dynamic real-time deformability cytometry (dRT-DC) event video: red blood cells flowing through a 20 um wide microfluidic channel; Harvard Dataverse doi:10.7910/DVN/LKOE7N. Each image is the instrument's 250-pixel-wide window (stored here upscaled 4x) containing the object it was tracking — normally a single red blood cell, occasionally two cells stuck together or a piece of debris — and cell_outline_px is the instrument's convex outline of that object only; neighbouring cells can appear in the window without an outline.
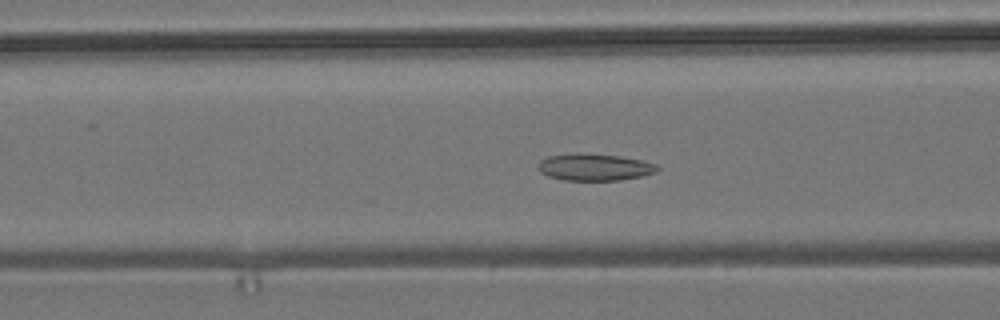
{"species": "common noctule bat (a hibernating species)", "species_latin": "Nyctalus noctula", "temperature_condition": "room temperature", "stored_images_in_passage": 57, "camera_frame_rate_fps": 3000, "um_per_image_px": 0.085, "animal": {"sex": "male", "body_mass_g": 19.2, "forearm_length_mm": 51.8}, "frame": {"image": 1, "passage_image": 22, "time_ms": 7.0, "image_size_px": [1000, 320], "cell_outline_px": [[660, 168], [656, 172], [644, 176], [620, 180], [564, 180], [548, 176], [540, 172], [536, 168], [540, 160], [548, 156], [576, 152], [620, 156], [644, 160], [656, 164]], "centroid_in_image_um": [50.53, 14.2], "position_along_channel_um": 116.1, "area_um2": 19.02}}
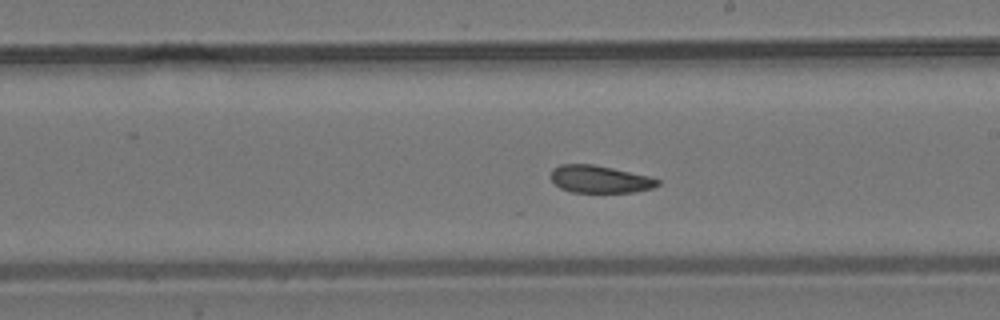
{"frame": {"image": 2, "passage_image": 32, "time_ms": 10.333, "image_size_px": [1000, 320], "cell_outline_px": [[660, 184], [652, 188], [636, 192], [572, 192], [560, 188], [552, 180], [552, 168], [560, 164], [592, 164], [612, 168], [648, 176], [660, 180]], "centroid_in_image_um": [50.98, 15.23], "position_along_channel_um": 238.0, "area_um2": 16.94}}
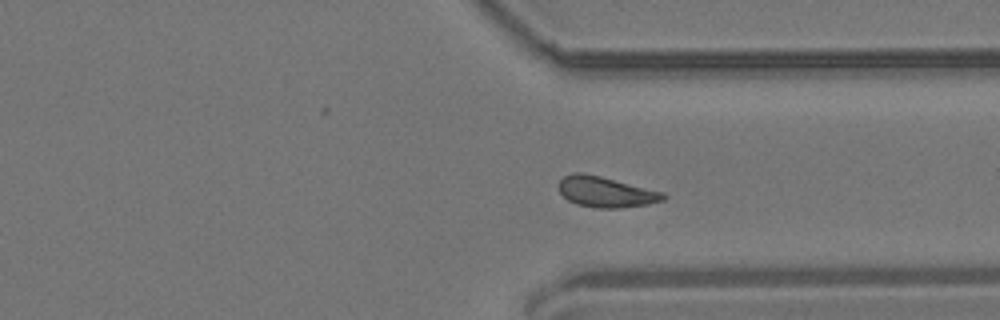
{"frame": {"image": 3, "passage_image": 42, "time_ms": 13.667, "image_size_px": [1000, 320], "cell_outline_px": [[668, 196], [664, 200], [648, 204], [620, 208], [596, 208], [576, 204], [568, 200], [560, 192], [560, 180], [564, 176], [572, 172], [580, 172], [600, 176], [664, 192]], "centroid_in_image_um": [51.51, 16.32], "position_along_channel_um": 359.9, "area_um2": 18.61}, "authors_computed_cell_mechanics": {"area_um2": 18.3804, "velocity_mm_per_s": 3.6638, "shape_relaxation_time_tau1_ms": 8.9773, "shape_relaxation_time_tau2_ms": 5.7711, "deformation_change_tau1": 0.1466, "deformation_change_tau2": 0.1292}}